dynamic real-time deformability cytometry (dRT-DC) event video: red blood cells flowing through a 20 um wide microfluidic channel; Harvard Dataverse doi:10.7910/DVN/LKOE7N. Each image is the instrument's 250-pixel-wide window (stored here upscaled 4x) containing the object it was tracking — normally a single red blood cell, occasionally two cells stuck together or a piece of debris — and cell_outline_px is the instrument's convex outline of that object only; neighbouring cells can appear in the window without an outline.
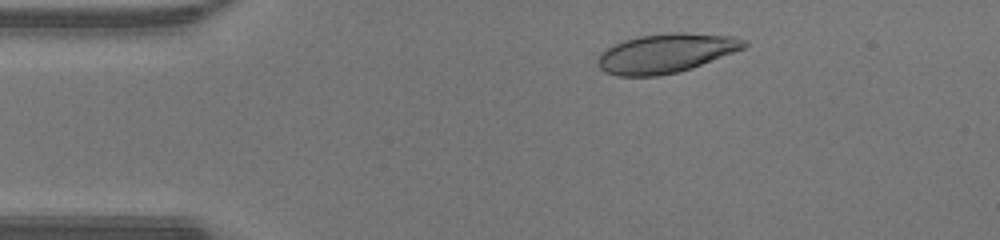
{"species": "human", "species_latin": "Homo sapiens", "temperature_condition": "warm", "stored_images_in_passage": 44, "camera_frame_rate_fps": 3000, "um_per_image_px": 0.085, "donor": {"sex": "male"}, "frame": {"image": 1, "passage_image": 5, "time_ms": 1.333, "image_size_px": [1000, 240], "cell_outline_px": [[748, 44], [744, 48], [692, 68], [676, 72], [656, 76], [616, 76], [604, 72], [596, 64], [596, 60], [600, 52], [624, 40], [640, 36], [668, 32], [684, 32], [732, 36], [748, 40]], "centroid_in_image_um": [56.58, 4.52], "position_along_channel_um": 28.4, "area_um2": 33.47}}
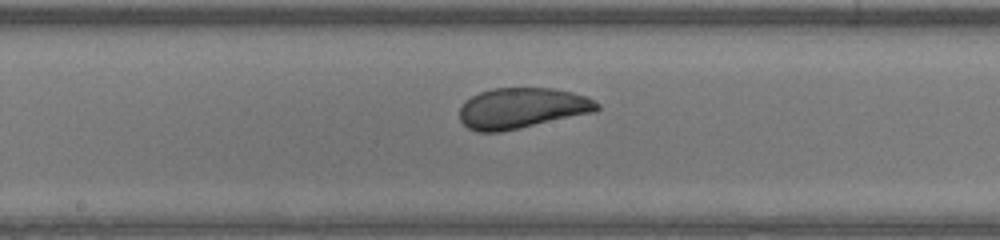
{"frame": {"image": 2, "passage_image": 21, "time_ms": 6.667, "image_size_px": [1000, 240], "cell_outline_px": [[600, 108], [596, 112], [520, 128], [500, 132], [476, 132], [468, 128], [460, 120], [460, 108], [464, 100], [480, 92], [492, 88], [552, 88], [572, 92], [588, 96], [600, 104]], "centroid_in_image_um": [44.38, 9.19], "position_along_channel_um": 203.8, "area_um2": 32.83}}
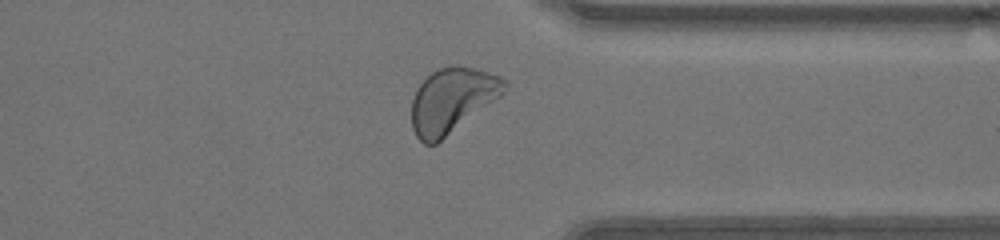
{"frame": {"image": 3, "passage_image": 33, "time_ms": 10.667, "image_size_px": [1000, 240], "cell_outline_px": [[508, 84], [504, 92], [500, 96], [436, 144], [424, 144], [416, 136], [412, 128], [412, 100], [416, 88], [432, 72], [440, 68], [452, 64], [456, 64], [488, 72], [500, 76], [508, 80]], "centroid_in_image_um": [38.42, 8.51], "position_along_channel_um": 373.0, "area_um2": 34.91}, "authors_computed_cell_mechanics": {"area_um2": 33.4373, "velocity_mm_per_s": 4.3388, "shape_relaxation_time_tau1_ms": 3.8438, "shape_relaxation_time_tau2_ms": null, "deformation_change_tau1": 0.141, "deformation_change_tau2": null}}